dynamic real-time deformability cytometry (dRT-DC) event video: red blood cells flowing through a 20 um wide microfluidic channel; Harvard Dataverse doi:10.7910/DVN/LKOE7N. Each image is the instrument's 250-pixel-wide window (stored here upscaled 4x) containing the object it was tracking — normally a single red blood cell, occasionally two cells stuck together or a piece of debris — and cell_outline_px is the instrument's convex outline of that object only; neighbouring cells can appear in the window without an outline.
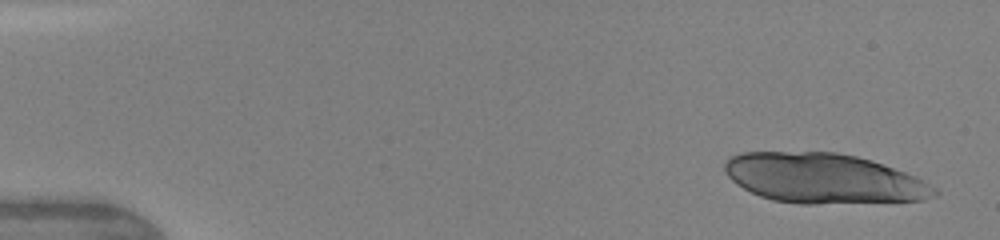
{"species": "human", "species_latin": "Homo sapiens", "temperature_condition": "warm", "stored_images_in_passage": 6, "camera_frame_rate_fps": 3000, "um_per_image_px": 0.085, "donor": {"sex": "female"}, "frame": {"image": 1, "passage_image": 1, "time_ms": 0.0, "image_size_px": [1000, 240], "cell_outline_px": [[940, 192], [936, 196], [924, 200], [816, 204], [800, 204], [772, 200], [760, 196], [736, 184], [724, 172], [724, 164], [732, 156], [740, 152], [836, 152], [856, 156], [872, 160], [916, 176], [924, 180], [936, 188]], "centroid_in_image_um": [70.03, 15.17], "position_along_channel_um": 15.0, "area_um2": 61.15}}
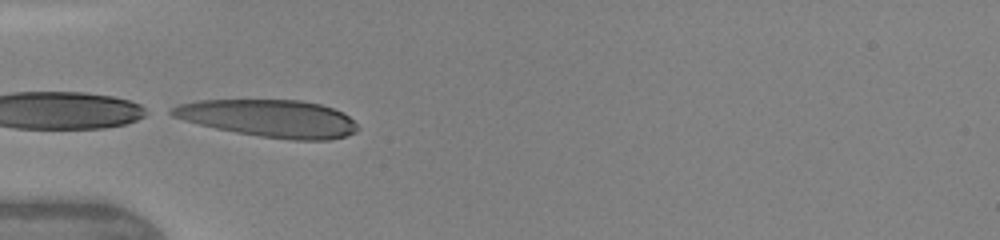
{"frame": {"image": 2, "passage_image": 5, "time_ms": 4.333, "image_size_px": [1000, 240], "cell_outline_px": [[360, 128], [356, 132], [344, 136], [328, 140], [292, 140], [260, 136], [236, 132], [216, 128], [184, 120], [172, 116], [164, 112], [176, 104], [200, 100], [300, 100], [320, 104], [344, 112]], "centroid_in_image_um": [22.85, 10.05], "position_along_channel_um": 62.2, "area_um2": 40.52}}